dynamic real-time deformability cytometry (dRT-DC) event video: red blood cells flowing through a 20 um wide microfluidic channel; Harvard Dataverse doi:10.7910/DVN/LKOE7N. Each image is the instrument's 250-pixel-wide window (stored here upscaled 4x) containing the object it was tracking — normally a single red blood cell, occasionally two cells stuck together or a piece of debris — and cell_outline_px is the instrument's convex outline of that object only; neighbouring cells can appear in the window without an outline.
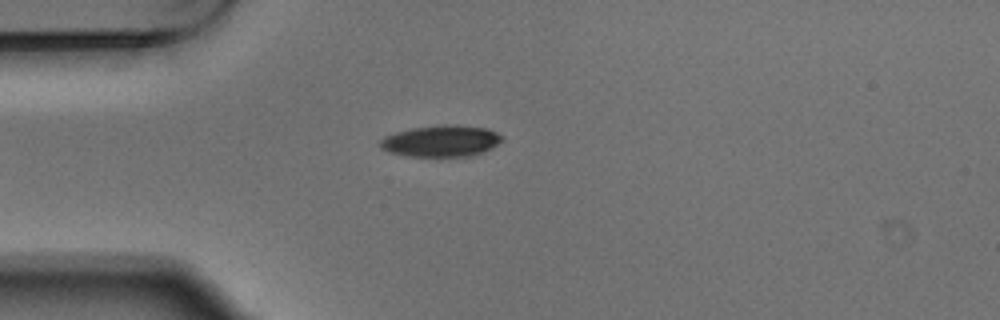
{"species": "Egyptian fruit bat (a non-hibernating species)", "species_latin": "Rousettus aegyptiacus", "temperature_condition": "warm", "stored_images_in_passage": 5, "camera_frame_rate_fps": 3000, "um_per_image_px": 0.085, "animal": {"sex": "male"}, "frame": {"image": 1, "passage_image": 5, "time_ms": 1.333, "image_size_px": [1000, 320], "cell_outline_px": [[504, 140], [492, 148], [484, 152], [472, 156], [404, 156], [388, 152], [380, 148], [380, 140], [396, 132], [412, 128], [444, 124], [448, 124], [488, 128], [504, 136]], "centroid_in_image_um": [37.54, 11.99], "position_along_channel_um": 47.5, "area_um2": 22.48}}